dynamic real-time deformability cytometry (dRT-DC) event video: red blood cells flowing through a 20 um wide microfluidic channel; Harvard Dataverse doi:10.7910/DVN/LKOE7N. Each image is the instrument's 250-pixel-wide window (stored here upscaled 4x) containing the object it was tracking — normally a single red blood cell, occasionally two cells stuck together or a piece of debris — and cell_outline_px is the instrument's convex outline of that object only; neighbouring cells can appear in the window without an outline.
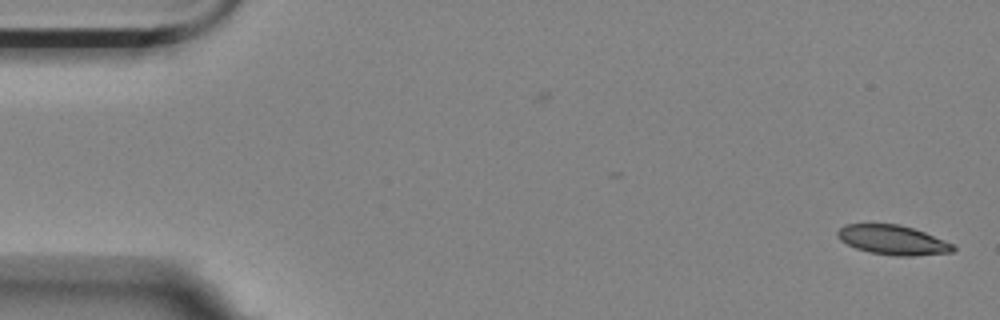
{"species": "Egyptian fruit bat (a non-hibernating species)", "species_latin": "Rousettus aegyptiacus", "temperature_condition": "room temperature", "stored_images_in_passage": 56, "camera_frame_rate_fps": 3000, "um_per_image_px": 0.085, "animal": {"sex": "female"}, "frame": {"image": 1, "passage_image": 1, "time_ms": 0.0, "image_size_px": [1000, 320], "cell_outline_px": [[956, 248], [952, 252], [912, 256], [896, 256], [868, 252], [856, 248], [840, 240], [836, 236], [836, 232], [844, 224], [900, 224], [924, 232], [952, 244]], "centroid_in_image_um": [75.84, 20.4], "position_along_channel_um": 9.2, "area_um2": 19.77}}
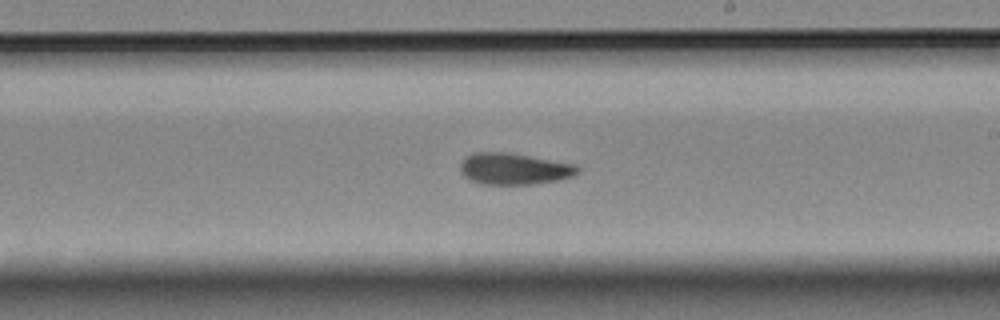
{"frame": {"image": 2, "passage_image": 32, "time_ms": 10.333, "image_size_px": [1000, 320], "cell_outline_px": [[580, 172], [572, 176], [560, 180], [532, 184], [480, 184], [464, 176], [460, 172], [460, 164], [472, 152], [508, 152], [576, 164], [580, 168]], "centroid_in_image_um": [43.72, 14.35], "position_along_channel_um": 245.3, "area_um2": 21.62}}
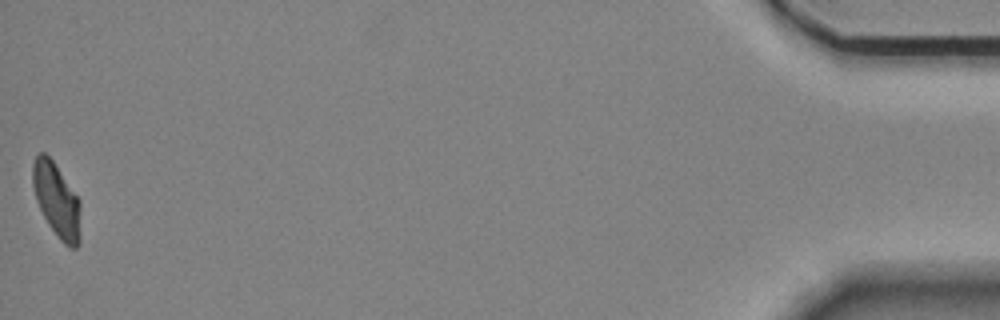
{"frame": {"image": 3, "passage_image": 56, "time_ms": 18.333, "image_size_px": [1000, 320], "cell_outline_px": [[80, 244], [76, 248], [72, 248], [64, 244], [60, 240], [48, 224], [36, 200], [32, 184], [32, 164], [36, 156], [40, 152], [44, 152], [52, 160], [80, 200]], "centroid_in_image_um": [4.82, 17.03], "position_along_channel_um": 430.4, "area_um2": 20.63}, "authors_computed_cell_mechanics": {"area_um2": 21.2126, "velocity_mm_per_s": 3.4999, "shape_relaxation_time_tau1_ms": null, "shape_relaxation_time_tau2_ms": 5.48, "deformation_change_tau1": null, "deformation_change_tau2": 0.1057}}